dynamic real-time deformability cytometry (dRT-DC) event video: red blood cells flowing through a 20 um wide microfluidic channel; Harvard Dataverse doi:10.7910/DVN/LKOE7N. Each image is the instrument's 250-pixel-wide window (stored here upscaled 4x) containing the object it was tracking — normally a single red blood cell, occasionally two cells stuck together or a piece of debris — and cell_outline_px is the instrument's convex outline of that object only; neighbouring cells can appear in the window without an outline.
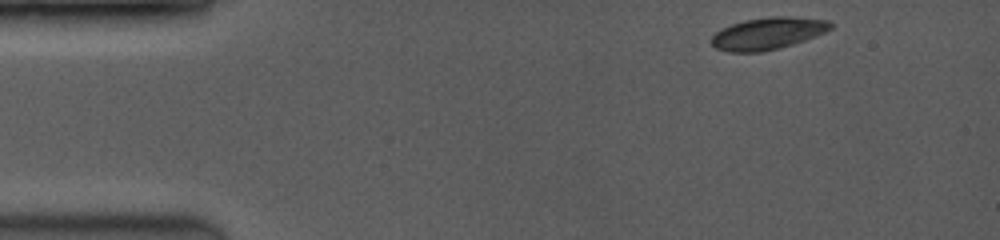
{"species": "common noctule bat (a hibernating species)", "species_latin": "Nyctalus noctula", "temperature_condition": "room temperature", "stored_images_in_passage": 48, "camera_frame_rate_fps": 3500, "um_per_image_px": 0.085, "animal": {"sex": "female", "body_mass_g": 19.0, "forearm_length_mm": 53.3}, "frame": {"image": 1, "passage_image": 1, "time_ms": 0.0, "image_size_px": [1000, 240], "cell_outline_px": [[832, 28], [816, 36], [780, 48], [764, 52], [728, 52], [716, 48], [712, 44], [712, 36], [720, 28], [744, 20], [772, 16], [792, 16], [828, 20], [832, 24]], "centroid_in_image_um": [65.26, 2.84], "position_along_channel_um": 19.7, "area_um2": 22.31}}
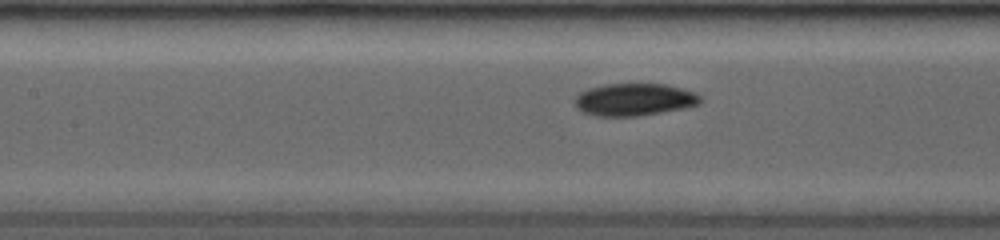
{"frame": {"image": 2, "passage_image": 20, "time_ms": 5.429, "image_size_px": [1000, 240], "cell_outline_px": [[700, 104], [688, 108], [636, 116], [596, 116], [580, 112], [576, 108], [576, 96], [580, 92], [588, 88], [604, 84], [664, 84], [680, 88], [692, 92], [700, 96]], "centroid_in_image_um": [53.88, 8.47], "position_along_channel_um": 153.5, "area_um2": 23.7}}
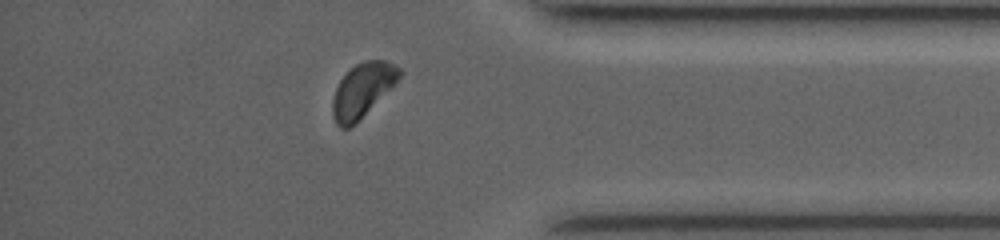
{"frame": {"image": 3, "passage_image": 42, "time_ms": 11.714, "image_size_px": [1000, 240], "cell_outline_px": [[404, 72], [396, 84], [356, 124], [348, 128], [340, 128], [336, 124], [332, 116], [332, 100], [336, 88], [340, 80], [356, 64], [364, 60], [384, 60], [400, 68]], "centroid_in_image_um": [30.83, 7.69], "position_along_channel_um": 404.4, "area_um2": 21.21}, "authors_computed_cell_mechanics": {"area_um2": 22.542, "velocity_mm_per_s": 4.1111, "shape_relaxation_time_tau1_ms": 2.3948, "shape_relaxation_time_tau2_ms": 1.8858, "deformation_change_tau1": 0.1085, "deformation_change_tau2": 0.0376}}